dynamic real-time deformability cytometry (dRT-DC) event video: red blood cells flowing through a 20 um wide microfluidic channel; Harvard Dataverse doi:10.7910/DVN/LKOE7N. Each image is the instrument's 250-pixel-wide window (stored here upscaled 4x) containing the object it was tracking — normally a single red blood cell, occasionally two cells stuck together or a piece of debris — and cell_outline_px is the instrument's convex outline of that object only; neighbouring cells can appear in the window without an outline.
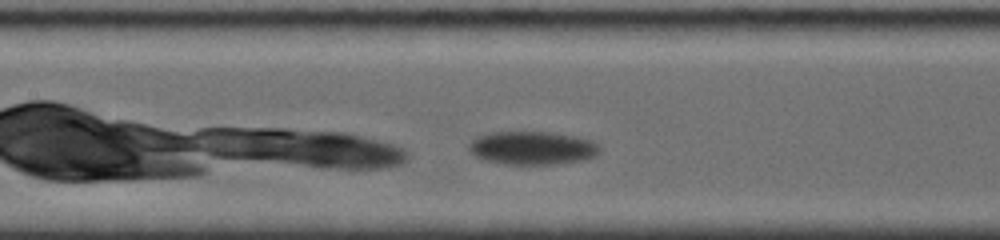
{"species": "common noctule bat (a hibernating species)", "species_latin": "Nyctalus noctula", "temperature_condition": "room temperature", "stored_images_in_passage": 18, "camera_frame_rate_fps": 4000, "um_per_image_px": 0.085, "animal": {"sex": "female", "body_mass_g": 19.0, "forearm_length_mm": 56.7}, "frame": {"image": 1, "passage_image": 6, "time_ms": 2.75, "image_size_px": [1000, 240], "cell_outline_px": [[600, 152], [596, 156], [584, 160], [560, 164], [504, 164], [484, 160], [476, 156], [468, 148], [468, 144], [476, 136], [492, 132], [548, 132], [576, 136], [592, 140], [600, 148]], "centroid_in_image_um": [45.26, 12.58], "position_along_channel_um": 162.1, "area_um2": 25.55}}
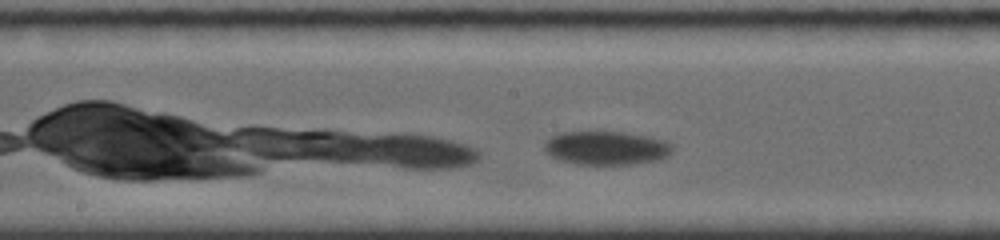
{"frame": {"image": 2, "passage_image": 8, "time_ms": 3.75, "image_size_px": [1000, 240], "cell_outline_px": [[672, 152], [668, 156], [656, 160], [632, 164], [576, 164], [560, 160], [552, 156], [544, 148], [544, 144], [552, 136], [560, 132], [624, 132], [648, 136], [664, 140], [672, 148]], "centroid_in_image_um": [51.53, 12.57], "position_along_channel_um": 196.7, "area_um2": 24.85}}